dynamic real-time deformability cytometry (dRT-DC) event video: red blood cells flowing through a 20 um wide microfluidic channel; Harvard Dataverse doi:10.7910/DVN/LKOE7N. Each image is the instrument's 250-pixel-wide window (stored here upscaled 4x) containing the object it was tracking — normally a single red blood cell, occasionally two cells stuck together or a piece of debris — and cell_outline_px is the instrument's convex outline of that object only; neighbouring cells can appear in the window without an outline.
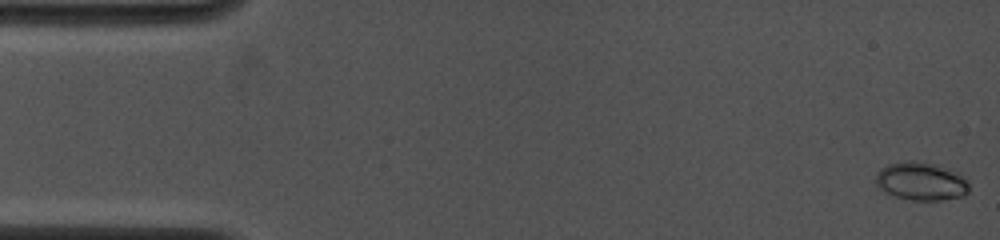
{"species": "common noctule bat (a hibernating species)", "species_latin": "Nyctalus noctula", "temperature_condition": "cold", "stored_images_in_passage": 83, "camera_frame_rate_fps": 4000, "um_per_image_px": 0.085, "animal": {"sex": "female", "body_mass_g": 19.0, "forearm_length_mm": 53.3}, "frame": {"image": 1, "passage_image": 1, "time_ms": 0.0, "image_size_px": [1000, 240], "cell_outline_px": [[968, 192], [964, 196], [940, 200], [912, 200], [896, 196], [884, 192], [876, 184], [876, 172], [880, 168], [888, 164], [904, 160], [920, 160], [936, 164], [956, 172], [968, 180]], "centroid_in_image_um": [78.28, 15.39], "position_along_channel_um": 6.7, "area_um2": 20.98}}
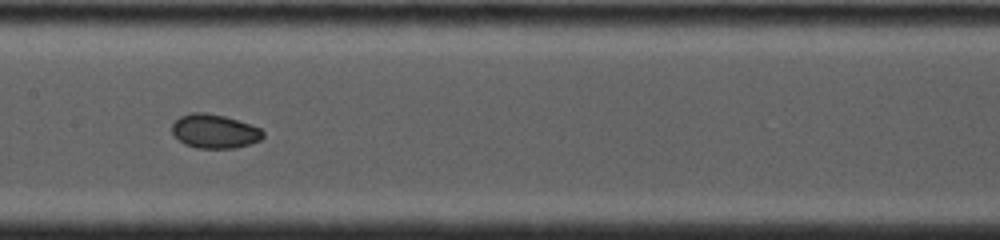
{"frame": {"image": 2, "passage_image": 47, "time_ms": 7.75, "image_size_px": [1000, 240], "cell_outline_px": [[264, 136], [260, 140], [236, 148], [196, 148], [184, 144], [172, 132], [172, 124], [180, 116], [192, 112], [204, 112], [224, 116], [260, 128], [264, 132]], "centroid_in_image_um": [18.22, 11.16], "position_along_channel_um": 189.2, "area_um2": 17.86}}
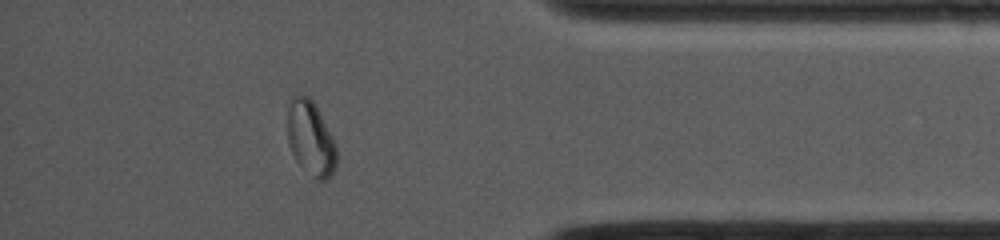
{"frame": {"image": 3, "passage_image": 75, "time_ms": 13.5, "image_size_px": [1000, 240], "cell_outline_px": [[336, 168], [324, 180], [316, 180], [296, 160], [288, 144], [288, 108], [292, 96], [308, 96], [312, 100], [332, 136], [336, 144]], "centroid_in_image_um": [26.4, 11.77], "position_along_channel_um": 408.8, "area_um2": 20.87}, "authors_computed_cell_mechanics": {"area_um2": 19.074, "velocity_mm_per_s": 4.0675, "shape_relaxation_time_tau1_ms": null, "shape_relaxation_time_tau2_ms": 1.5426, "deformation_change_tau1": null, "deformation_change_tau2": 0.0332}}